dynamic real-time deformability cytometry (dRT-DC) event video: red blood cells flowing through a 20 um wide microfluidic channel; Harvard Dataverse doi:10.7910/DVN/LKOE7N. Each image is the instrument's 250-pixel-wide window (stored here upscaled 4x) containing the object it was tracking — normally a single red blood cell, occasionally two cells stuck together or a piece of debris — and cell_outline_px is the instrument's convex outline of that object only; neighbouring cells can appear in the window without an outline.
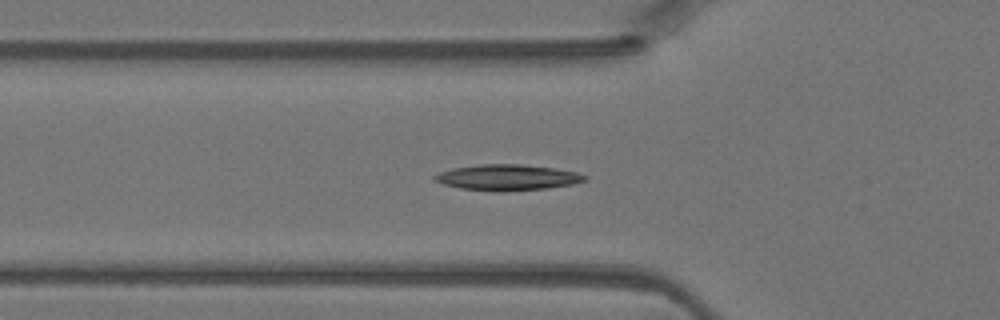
{"species": "Egyptian fruit bat (a non-hibernating species)", "species_latin": "Rousettus aegyptiacus", "temperature_condition": "warm", "stored_images_in_passage": 41, "camera_frame_rate_fps": 3000, "um_per_image_px": 0.085, "animal": {"sex": "female"}, "frame": {"image": 1, "passage_image": 15, "time_ms": 4.667, "image_size_px": [1000, 320], "cell_outline_px": [[588, 180], [572, 184], [548, 188], [500, 192], [460, 188], [444, 184], [432, 180], [432, 176], [440, 172], [452, 168], [480, 164], [520, 164], [556, 168], [576, 172], [588, 176]], "centroid_in_image_um": [43.13, 15.08], "position_along_channel_um": 82.7, "area_um2": 22.77}}
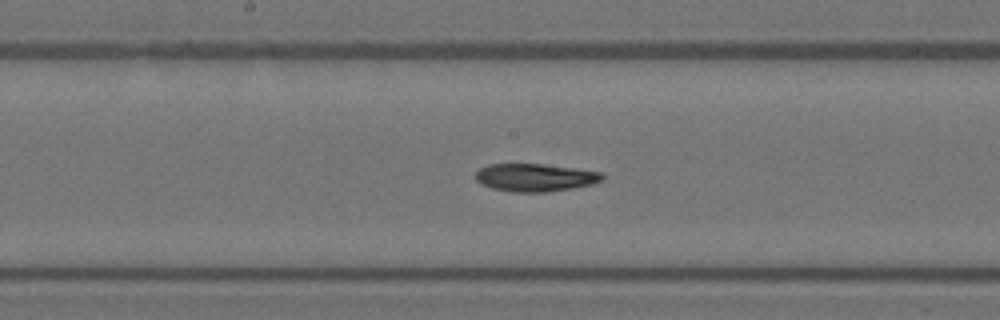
{"frame": {"image": 2, "passage_image": 23, "time_ms": 7.333, "image_size_px": [1000, 320], "cell_outline_px": [[604, 180], [592, 184], [572, 188], [548, 192], [512, 192], [492, 188], [480, 184], [476, 180], [476, 172], [480, 168], [488, 164], [544, 164], [576, 168], [600, 172], [604, 176]], "centroid_in_image_um": [45.48, 15.09], "position_along_channel_um": 202.7, "area_um2": 20.63}}
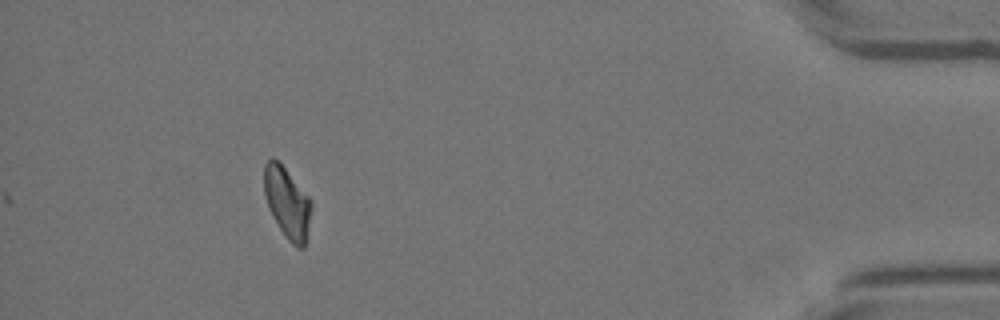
{"frame": {"image": 3, "passage_image": 41, "time_ms": 13.333, "image_size_px": [1000, 320], "cell_outline_px": [[312, 208], [304, 248], [296, 248], [288, 240], [280, 228], [268, 208], [264, 196], [264, 164], [272, 156], [284, 168], [312, 200]], "centroid_in_image_um": [24.41, 17.24], "position_along_channel_um": 410.8, "area_um2": 19.36}}